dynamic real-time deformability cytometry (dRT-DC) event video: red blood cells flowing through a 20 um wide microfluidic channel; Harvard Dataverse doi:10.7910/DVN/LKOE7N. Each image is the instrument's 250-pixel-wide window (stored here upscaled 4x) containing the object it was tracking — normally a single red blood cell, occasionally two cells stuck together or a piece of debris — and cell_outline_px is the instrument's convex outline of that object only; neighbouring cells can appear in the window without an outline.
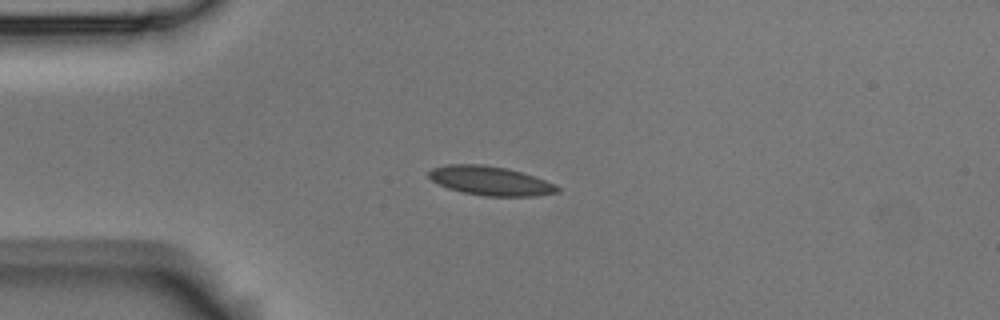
{"species": "Egyptian fruit bat (a non-hibernating species)", "species_latin": "Rousettus aegyptiacus", "temperature_condition": "room temperature", "stored_images_in_passage": 10, "camera_frame_rate_fps": 3000, "um_per_image_px": 0.085, "animal": {"sex": "male"}, "frame": {"image": 1, "passage_image": 1, "time_ms": 0.0, "image_size_px": [1000, 320], "cell_outline_px": [[560, 192], [536, 196], [484, 196], [464, 192], [448, 188], [432, 180], [428, 176], [428, 172], [432, 168], [448, 164], [484, 164], [508, 168], [556, 184], [560, 188]], "centroid_in_image_um": [41.69, 15.36], "position_along_channel_um": 43.3, "area_um2": 21.73}}
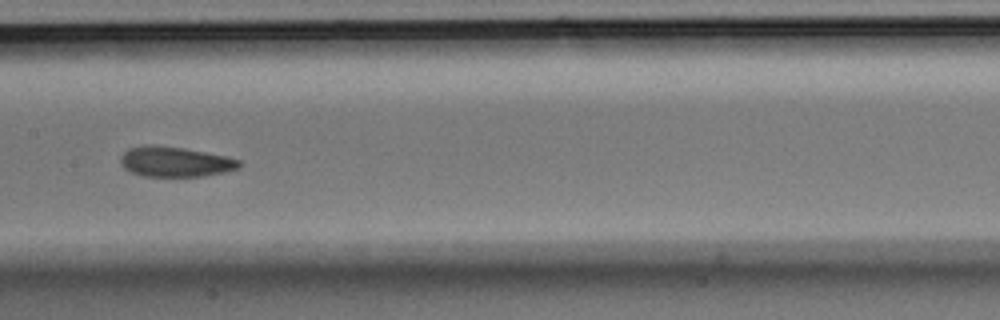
{"frame": {"image": 2, "passage_image": 5, "time_ms": 1.333, "image_size_px": [1000, 320], "cell_outline_px": [[240, 168], [224, 172], [204, 176], [144, 176], [132, 172], [124, 168], [120, 160], [120, 156], [128, 148], [148, 144], [156, 144], [184, 148], [224, 156], [240, 160]], "centroid_in_image_um": [14.86, 13.74], "position_along_channel_um": 192.5, "area_um2": 20.81}}
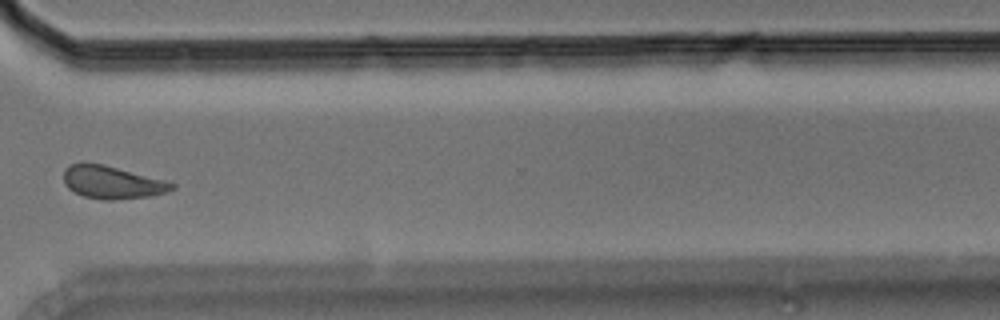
{"frame": {"image": 3, "passage_image": 9, "time_ms": 2.667, "image_size_px": [1000, 320], "cell_outline_px": [[176, 188], [168, 192], [152, 196], [116, 200], [104, 200], [84, 196], [68, 188], [64, 184], [64, 168], [80, 160], [84, 160], [104, 164], [164, 180], [176, 184]], "centroid_in_image_um": [9.52, 15.48], "position_along_channel_um": 361.1, "area_um2": 21.1}}